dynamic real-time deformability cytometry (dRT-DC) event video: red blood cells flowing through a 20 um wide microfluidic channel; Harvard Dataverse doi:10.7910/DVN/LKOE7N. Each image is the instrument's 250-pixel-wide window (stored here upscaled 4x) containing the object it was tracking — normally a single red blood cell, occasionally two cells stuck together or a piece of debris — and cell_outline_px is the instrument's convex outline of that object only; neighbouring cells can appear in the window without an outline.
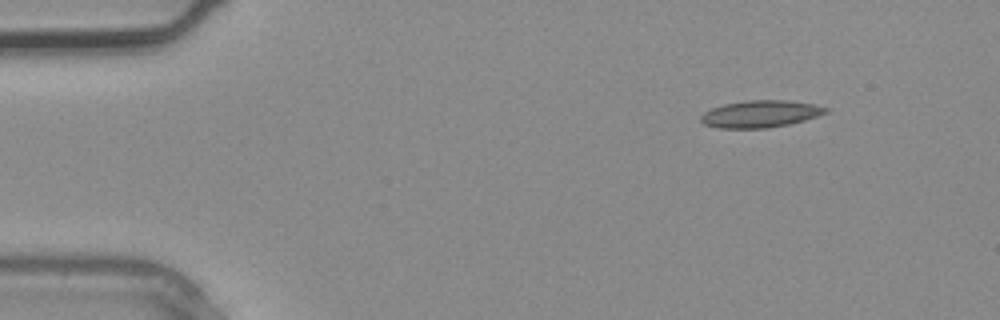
{"species": "common noctule bat (a hibernating species)", "species_latin": "Nyctalus noctula", "temperature_condition": "warm", "stored_images_in_passage": 3, "camera_frame_rate_fps": 3000, "um_per_image_px": 0.085, "animal": {"sex": "male", "body_mass_g": 20.4}, "frame": {"image": 1, "passage_image": 1, "time_ms": 0.0, "image_size_px": [1000, 320], "cell_outline_px": [[828, 112], [804, 120], [788, 124], [768, 128], [716, 128], [704, 124], [700, 120], [700, 116], [704, 112], [712, 108], [724, 104], [744, 100], [788, 100], [812, 104], [828, 108]], "centroid_in_image_um": [64.59, 9.68], "position_along_channel_um": 20.4, "area_um2": 19.65}}